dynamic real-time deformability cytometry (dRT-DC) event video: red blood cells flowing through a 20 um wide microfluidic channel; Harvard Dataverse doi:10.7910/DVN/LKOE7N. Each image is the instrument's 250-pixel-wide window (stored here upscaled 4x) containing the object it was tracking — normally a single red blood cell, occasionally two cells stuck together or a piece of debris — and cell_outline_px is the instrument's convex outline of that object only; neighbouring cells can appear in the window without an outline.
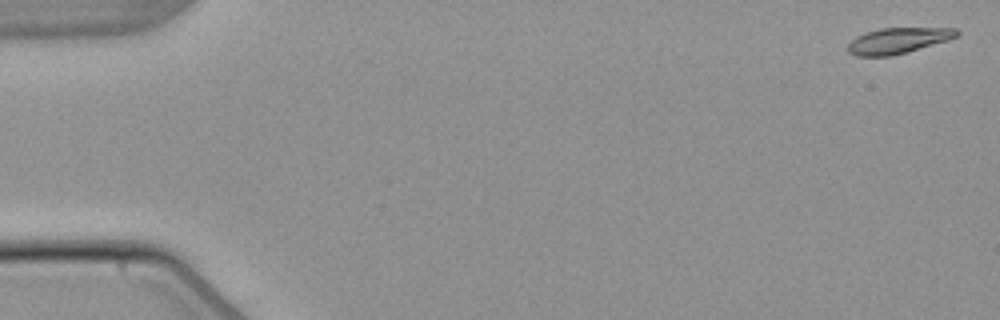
{"species": "common noctule bat (a hibernating species)", "species_latin": "Nyctalus noctula", "temperature_condition": "warm", "stored_images_in_passage": 6, "camera_frame_rate_fps": 3000, "um_per_image_px": 0.085, "animal": {"sex": "male", "body_mass_g": 21.5, "forearm_length_mm": 52.0}, "frame": {"image": 1, "passage_image": 1, "time_ms": 0.0, "image_size_px": [1000, 320], "cell_outline_px": [[960, 32], [956, 36], [948, 40], [892, 56], [856, 56], [848, 52], [848, 44], [856, 36], [864, 32], [880, 28], [956, 28]], "centroid_in_image_um": [76.3, 3.45], "position_along_channel_um": 8.7, "area_um2": 16.3}}